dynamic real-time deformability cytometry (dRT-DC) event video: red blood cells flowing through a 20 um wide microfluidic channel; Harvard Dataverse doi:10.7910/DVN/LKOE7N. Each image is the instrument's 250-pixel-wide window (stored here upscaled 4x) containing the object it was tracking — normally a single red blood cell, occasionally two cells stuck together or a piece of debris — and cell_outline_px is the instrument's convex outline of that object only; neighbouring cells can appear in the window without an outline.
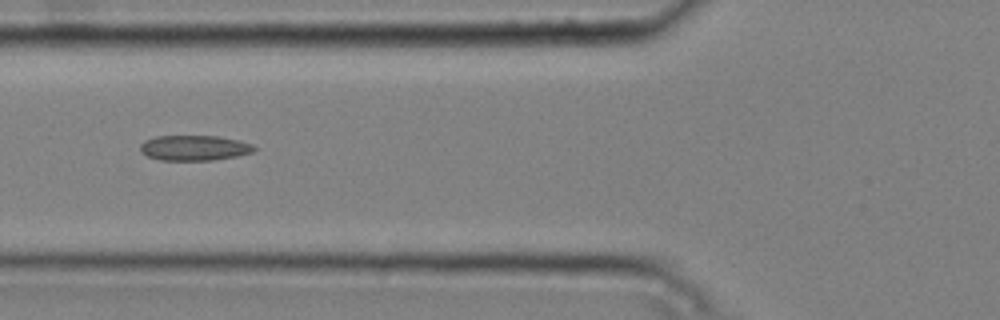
{"species": "common noctule bat (a hibernating species)", "species_latin": "Nyctalus noctula", "temperature_condition": "cold", "stored_images_in_passage": 3, "camera_frame_rate_fps": 3000, "um_per_image_px": 0.085, "animal": {"sex": "male", "body_mass_g": 20.4}, "frame": {"image": 1, "passage_image": 3, "time_ms": 0.667, "image_size_px": [1000, 320], "cell_outline_px": [[256, 148], [252, 152], [236, 156], [212, 160], [160, 160], [148, 156], [140, 152], [140, 144], [144, 140], [156, 136], [220, 136], [240, 140], [252, 144]], "centroid_in_image_um": [16.5, 12.56], "position_along_channel_um": 109.3, "area_um2": 16.82}}